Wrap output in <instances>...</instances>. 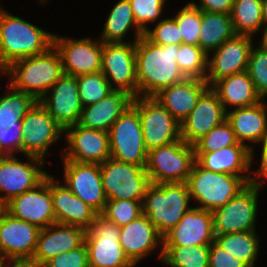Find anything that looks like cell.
<instances>
[{
    "label": "cell",
    "mask_w": 267,
    "mask_h": 267,
    "mask_svg": "<svg viewBox=\"0 0 267 267\" xmlns=\"http://www.w3.org/2000/svg\"><path fill=\"white\" fill-rule=\"evenodd\" d=\"M179 45L158 46L144 35L136 41L138 96L153 97L186 77L176 63Z\"/></svg>",
    "instance_id": "obj_1"
},
{
    "label": "cell",
    "mask_w": 267,
    "mask_h": 267,
    "mask_svg": "<svg viewBox=\"0 0 267 267\" xmlns=\"http://www.w3.org/2000/svg\"><path fill=\"white\" fill-rule=\"evenodd\" d=\"M53 33L47 32L5 9L0 11V72L11 63L45 53L53 46Z\"/></svg>",
    "instance_id": "obj_2"
},
{
    "label": "cell",
    "mask_w": 267,
    "mask_h": 267,
    "mask_svg": "<svg viewBox=\"0 0 267 267\" xmlns=\"http://www.w3.org/2000/svg\"><path fill=\"white\" fill-rule=\"evenodd\" d=\"M63 74L60 54L51 46L43 54L11 63L3 70L2 75L9 76L8 86L40 101Z\"/></svg>",
    "instance_id": "obj_3"
},
{
    "label": "cell",
    "mask_w": 267,
    "mask_h": 267,
    "mask_svg": "<svg viewBox=\"0 0 267 267\" xmlns=\"http://www.w3.org/2000/svg\"><path fill=\"white\" fill-rule=\"evenodd\" d=\"M191 200L185 182L151 183L142 201V213L164 237L191 209Z\"/></svg>",
    "instance_id": "obj_4"
},
{
    "label": "cell",
    "mask_w": 267,
    "mask_h": 267,
    "mask_svg": "<svg viewBox=\"0 0 267 267\" xmlns=\"http://www.w3.org/2000/svg\"><path fill=\"white\" fill-rule=\"evenodd\" d=\"M186 183L191 199L199 203L196 207L212 212L242 191L250 183V176L215 173L195 161Z\"/></svg>",
    "instance_id": "obj_5"
},
{
    "label": "cell",
    "mask_w": 267,
    "mask_h": 267,
    "mask_svg": "<svg viewBox=\"0 0 267 267\" xmlns=\"http://www.w3.org/2000/svg\"><path fill=\"white\" fill-rule=\"evenodd\" d=\"M194 162L193 145L180 139L148 151L145 170L153 184L186 183Z\"/></svg>",
    "instance_id": "obj_6"
},
{
    "label": "cell",
    "mask_w": 267,
    "mask_h": 267,
    "mask_svg": "<svg viewBox=\"0 0 267 267\" xmlns=\"http://www.w3.org/2000/svg\"><path fill=\"white\" fill-rule=\"evenodd\" d=\"M100 169L107 200L143 201L151 184L145 168L110 157L100 164Z\"/></svg>",
    "instance_id": "obj_7"
},
{
    "label": "cell",
    "mask_w": 267,
    "mask_h": 267,
    "mask_svg": "<svg viewBox=\"0 0 267 267\" xmlns=\"http://www.w3.org/2000/svg\"><path fill=\"white\" fill-rule=\"evenodd\" d=\"M109 138L111 158L145 168L148 151L139 113L132 105L113 123Z\"/></svg>",
    "instance_id": "obj_8"
},
{
    "label": "cell",
    "mask_w": 267,
    "mask_h": 267,
    "mask_svg": "<svg viewBox=\"0 0 267 267\" xmlns=\"http://www.w3.org/2000/svg\"><path fill=\"white\" fill-rule=\"evenodd\" d=\"M89 267H130L133 265L120 245V228L101 214L86 230Z\"/></svg>",
    "instance_id": "obj_9"
},
{
    "label": "cell",
    "mask_w": 267,
    "mask_h": 267,
    "mask_svg": "<svg viewBox=\"0 0 267 267\" xmlns=\"http://www.w3.org/2000/svg\"><path fill=\"white\" fill-rule=\"evenodd\" d=\"M147 151L181 139L180 123L153 97H135Z\"/></svg>",
    "instance_id": "obj_10"
},
{
    "label": "cell",
    "mask_w": 267,
    "mask_h": 267,
    "mask_svg": "<svg viewBox=\"0 0 267 267\" xmlns=\"http://www.w3.org/2000/svg\"><path fill=\"white\" fill-rule=\"evenodd\" d=\"M259 190L249 183L227 204L212 211L214 235L256 231Z\"/></svg>",
    "instance_id": "obj_11"
},
{
    "label": "cell",
    "mask_w": 267,
    "mask_h": 267,
    "mask_svg": "<svg viewBox=\"0 0 267 267\" xmlns=\"http://www.w3.org/2000/svg\"><path fill=\"white\" fill-rule=\"evenodd\" d=\"M7 88L0 97V156L22 153V120L37 102L30 94Z\"/></svg>",
    "instance_id": "obj_12"
},
{
    "label": "cell",
    "mask_w": 267,
    "mask_h": 267,
    "mask_svg": "<svg viewBox=\"0 0 267 267\" xmlns=\"http://www.w3.org/2000/svg\"><path fill=\"white\" fill-rule=\"evenodd\" d=\"M101 71L113 90L138 97L136 42L103 43Z\"/></svg>",
    "instance_id": "obj_13"
},
{
    "label": "cell",
    "mask_w": 267,
    "mask_h": 267,
    "mask_svg": "<svg viewBox=\"0 0 267 267\" xmlns=\"http://www.w3.org/2000/svg\"><path fill=\"white\" fill-rule=\"evenodd\" d=\"M22 154L45 160L49 146L57 143L64 129L37 101L22 120Z\"/></svg>",
    "instance_id": "obj_14"
},
{
    "label": "cell",
    "mask_w": 267,
    "mask_h": 267,
    "mask_svg": "<svg viewBox=\"0 0 267 267\" xmlns=\"http://www.w3.org/2000/svg\"><path fill=\"white\" fill-rule=\"evenodd\" d=\"M24 156L30 161L22 162L15 155L0 156V193L7 202L35 188L49 174L43 171L44 159Z\"/></svg>",
    "instance_id": "obj_15"
},
{
    "label": "cell",
    "mask_w": 267,
    "mask_h": 267,
    "mask_svg": "<svg viewBox=\"0 0 267 267\" xmlns=\"http://www.w3.org/2000/svg\"><path fill=\"white\" fill-rule=\"evenodd\" d=\"M53 46L60 54L64 74L78 77L101 71L103 42L99 39L74 40L54 34Z\"/></svg>",
    "instance_id": "obj_16"
},
{
    "label": "cell",
    "mask_w": 267,
    "mask_h": 267,
    "mask_svg": "<svg viewBox=\"0 0 267 267\" xmlns=\"http://www.w3.org/2000/svg\"><path fill=\"white\" fill-rule=\"evenodd\" d=\"M69 146L61 154L63 160L78 163L102 164L110 158L109 132L75 124L64 130Z\"/></svg>",
    "instance_id": "obj_17"
},
{
    "label": "cell",
    "mask_w": 267,
    "mask_h": 267,
    "mask_svg": "<svg viewBox=\"0 0 267 267\" xmlns=\"http://www.w3.org/2000/svg\"><path fill=\"white\" fill-rule=\"evenodd\" d=\"M253 38L249 35L235 34L208 57L206 82L212 87L217 81L247 71Z\"/></svg>",
    "instance_id": "obj_18"
},
{
    "label": "cell",
    "mask_w": 267,
    "mask_h": 267,
    "mask_svg": "<svg viewBox=\"0 0 267 267\" xmlns=\"http://www.w3.org/2000/svg\"><path fill=\"white\" fill-rule=\"evenodd\" d=\"M64 183L83 202L101 214L106 206L100 164L63 160Z\"/></svg>",
    "instance_id": "obj_19"
},
{
    "label": "cell",
    "mask_w": 267,
    "mask_h": 267,
    "mask_svg": "<svg viewBox=\"0 0 267 267\" xmlns=\"http://www.w3.org/2000/svg\"><path fill=\"white\" fill-rule=\"evenodd\" d=\"M8 213L40 229L56 223L50 194V174L35 188L12 198L8 202Z\"/></svg>",
    "instance_id": "obj_20"
},
{
    "label": "cell",
    "mask_w": 267,
    "mask_h": 267,
    "mask_svg": "<svg viewBox=\"0 0 267 267\" xmlns=\"http://www.w3.org/2000/svg\"><path fill=\"white\" fill-rule=\"evenodd\" d=\"M49 90L39 102L52 118L64 130L78 124L83 106L80 103L77 77L63 74Z\"/></svg>",
    "instance_id": "obj_21"
},
{
    "label": "cell",
    "mask_w": 267,
    "mask_h": 267,
    "mask_svg": "<svg viewBox=\"0 0 267 267\" xmlns=\"http://www.w3.org/2000/svg\"><path fill=\"white\" fill-rule=\"evenodd\" d=\"M227 111L217 93L209 87L199 98L196 106L180 124L181 139L193 145L226 120Z\"/></svg>",
    "instance_id": "obj_22"
},
{
    "label": "cell",
    "mask_w": 267,
    "mask_h": 267,
    "mask_svg": "<svg viewBox=\"0 0 267 267\" xmlns=\"http://www.w3.org/2000/svg\"><path fill=\"white\" fill-rule=\"evenodd\" d=\"M41 229L9 213L0 220V257L31 260Z\"/></svg>",
    "instance_id": "obj_23"
},
{
    "label": "cell",
    "mask_w": 267,
    "mask_h": 267,
    "mask_svg": "<svg viewBox=\"0 0 267 267\" xmlns=\"http://www.w3.org/2000/svg\"><path fill=\"white\" fill-rule=\"evenodd\" d=\"M215 239L211 211L191 207L163 237V246L210 245Z\"/></svg>",
    "instance_id": "obj_24"
},
{
    "label": "cell",
    "mask_w": 267,
    "mask_h": 267,
    "mask_svg": "<svg viewBox=\"0 0 267 267\" xmlns=\"http://www.w3.org/2000/svg\"><path fill=\"white\" fill-rule=\"evenodd\" d=\"M120 245L132 264H138L157 246L159 248L160 245L159 259H162L163 236L144 214L127 225L120 227Z\"/></svg>",
    "instance_id": "obj_25"
},
{
    "label": "cell",
    "mask_w": 267,
    "mask_h": 267,
    "mask_svg": "<svg viewBox=\"0 0 267 267\" xmlns=\"http://www.w3.org/2000/svg\"><path fill=\"white\" fill-rule=\"evenodd\" d=\"M85 235L86 230L81 227L60 223L41 229L31 261L45 264L58 254L82 246L85 243Z\"/></svg>",
    "instance_id": "obj_26"
},
{
    "label": "cell",
    "mask_w": 267,
    "mask_h": 267,
    "mask_svg": "<svg viewBox=\"0 0 267 267\" xmlns=\"http://www.w3.org/2000/svg\"><path fill=\"white\" fill-rule=\"evenodd\" d=\"M50 175V194L56 223L81 227L87 230L98 213L74 195L64 184Z\"/></svg>",
    "instance_id": "obj_27"
},
{
    "label": "cell",
    "mask_w": 267,
    "mask_h": 267,
    "mask_svg": "<svg viewBox=\"0 0 267 267\" xmlns=\"http://www.w3.org/2000/svg\"><path fill=\"white\" fill-rule=\"evenodd\" d=\"M267 103L262 100L258 104L234 108L227 111L226 120L231 124L239 143L251 149V166L254 158L253 147L245 142L256 144L267 137Z\"/></svg>",
    "instance_id": "obj_28"
},
{
    "label": "cell",
    "mask_w": 267,
    "mask_h": 267,
    "mask_svg": "<svg viewBox=\"0 0 267 267\" xmlns=\"http://www.w3.org/2000/svg\"><path fill=\"white\" fill-rule=\"evenodd\" d=\"M210 86L205 80L185 78L153 96L181 124Z\"/></svg>",
    "instance_id": "obj_29"
},
{
    "label": "cell",
    "mask_w": 267,
    "mask_h": 267,
    "mask_svg": "<svg viewBox=\"0 0 267 267\" xmlns=\"http://www.w3.org/2000/svg\"><path fill=\"white\" fill-rule=\"evenodd\" d=\"M195 161L202 168L215 173L233 176H251L253 173L250 169L251 149L239 142L214 152H195Z\"/></svg>",
    "instance_id": "obj_30"
},
{
    "label": "cell",
    "mask_w": 267,
    "mask_h": 267,
    "mask_svg": "<svg viewBox=\"0 0 267 267\" xmlns=\"http://www.w3.org/2000/svg\"><path fill=\"white\" fill-rule=\"evenodd\" d=\"M133 97L120 90H113L102 100L82 108L78 125L109 132L113 123L132 104Z\"/></svg>",
    "instance_id": "obj_31"
},
{
    "label": "cell",
    "mask_w": 267,
    "mask_h": 267,
    "mask_svg": "<svg viewBox=\"0 0 267 267\" xmlns=\"http://www.w3.org/2000/svg\"><path fill=\"white\" fill-rule=\"evenodd\" d=\"M211 88L217 93L226 111L229 110L228 106L230 109H234L251 106L262 101L247 71L223 78Z\"/></svg>",
    "instance_id": "obj_32"
},
{
    "label": "cell",
    "mask_w": 267,
    "mask_h": 267,
    "mask_svg": "<svg viewBox=\"0 0 267 267\" xmlns=\"http://www.w3.org/2000/svg\"><path fill=\"white\" fill-rule=\"evenodd\" d=\"M235 34L230 14L201 11L198 46L207 55Z\"/></svg>",
    "instance_id": "obj_33"
},
{
    "label": "cell",
    "mask_w": 267,
    "mask_h": 267,
    "mask_svg": "<svg viewBox=\"0 0 267 267\" xmlns=\"http://www.w3.org/2000/svg\"><path fill=\"white\" fill-rule=\"evenodd\" d=\"M100 34L103 43H125L124 38L134 28V42L144 33L137 27L129 0H119L110 10Z\"/></svg>",
    "instance_id": "obj_34"
},
{
    "label": "cell",
    "mask_w": 267,
    "mask_h": 267,
    "mask_svg": "<svg viewBox=\"0 0 267 267\" xmlns=\"http://www.w3.org/2000/svg\"><path fill=\"white\" fill-rule=\"evenodd\" d=\"M259 240L256 231H246L215 235L214 242L248 267H255L260 247Z\"/></svg>",
    "instance_id": "obj_35"
},
{
    "label": "cell",
    "mask_w": 267,
    "mask_h": 267,
    "mask_svg": "<svg viewBox=\"0 0 267 267\" xmlns=\"http://www.w3.org/2000/svg\"><path fill=\"white\" fill-rule=\"evenodd\" d=\"M230 17L236 34L253 37L264 28L262 0H234Z\"/></svg>",
    "instance_id": "obj_36"
},
{
    "label": "cell",
    "mask_w": 267,
    "mask_h": 267,
    "mask_svg": "<svg viewBox=\"0 0 267 267\" xmlns=\"http://www.w3.org/2000/svg\"><path fill=\"white\" fill-rule=\"evenodd\" d=\"M209 247L163 246L161 261L170 267H209Z\"/></svg>",
    "instance_id": "obj_37"
},
{
    "label": "cell",
    "mask_w": 267,
    "mask_h": 267,
    "mask_svg": "<svg viewBox=\"0 0 267 267\" xmlns=\"http://www.w3.org/2000/svg\"><path fill=\"white\" fill-rule=\"evenodd\" d=\"M176 63L186 78L206 80L208 57L198 45L180 44Z\"/></svg>",
    "instance_id": "obj_38"
},
{
    "label": "cell",
    "mask_w": 267,
    "mask_h": 267,
    "mask_svg": "<svg viewBox=\"0 0 267 267\" xmlns=\"http://www.w3.org/2000/svg\"><path fill=\"white\" fill-rule=\"evenodd\" d=\"M77 84L83 107L102 100L113 91L102 71L78 76Z\"/></svg>",
    "instance_id": "obj_39"
},
{
    "label": "cell",
    "mask_w": 267,
    "mask_h": 267,
    "mask_svg": "<svg viewBox=\"0 0 267 267\" xmlns=\"http://www.w3.org/2000/svg\"><path fill=\"white\" fill-rule=\"evenodd\" d=\"M238 143L231 124L225 120L193 144L194 152H214Z\"/></svg>",
    "instance_id": "obj_40"
},
{
    "label": "cell",
    "mask_w": 267,
    "mask_h": 267,
    "mask_svg": "<svg viewBox=\"0 0 267 267\" xmlns=\"http://www.w3.org/2000/svg\"><path fill=\"white\" fill-rule=\"evenodd\" d=\"M247 72L253 81L257 94L265 100L267 97V46L251 48Z\"/></svg>",
    "instance_id": "obj_41"
},
{
    "label": "cell",
    "mask_w": 267,
    "mask_h": 267,
    "mask_svg": "<svg viewBox=\"0 0 267 267\" xmlns=\"http://www.w3.org/2000/svg\"><path fill=\"white\" fill-rule=\"evenodd\" d=\"M142 202L129 200H107L104 211L101 213L107 220L119 228L142 215Z\"/></svg>",
    "instance_id": "obj_42"
},
{
    "label": "cell",
    "mask_w": 267,
    "mask_h": 267,
    "mask_svg": "<svg viewBox=\"0 0 267 267\" xmlns=\"http://www.w3.org/2000/svg\"><path fill=\"white\" fill-rule=\"evenodd\" d=\"M174 18L179 26L182 44L198 45L201 10L189 2L177 12Z\"/></svg>",
    "instance_id": "obj_43"
},
{
    "label": "cell",
    "mask_w": 267,
    "mask_h": 267,
    "mask_svg": "<svg viewBox=\"0 0 267 267\" xmlns=\"http://www.w3.org/2000/svg\"><path fill=\"white\" fill-rule=\"evenodd\" d=\"M137 27L145 33L148 23L159 20L166 0H129Z\"/></svg>",
    "instance_id": "obj_44"
},
{
    "label": "cell",
    "mask_w": 267,
    "mask_h": 267,
    "mask_svg": "<svg viewBox=\"0 0 267 267\" xmlns=\"http://www.w3.org/2000/svg\"><path fill=\"white\" fill-rule=\"evenodd\" d=\"M144 36L158 46L182 44V36H180L179 26L174 17L158 21L153 29H148L144 33Z\"/></svg>",
    "instance_id": "obj_45"
},
{
    "label": "cell",
    "mask_w": 267,
    "mask_h": 267,
    "mask_svg": "<svg viewBox=\"0 0 267 267\" xmlns=\"http://www.w3.org/2000/svg\"><path fill=\"white\" fill-rule=\"evenodd\" d=\"M46 267H89L88 249L82 246L58 254L44 264Z\"/></svg>",
    "instance_id": "obj_46"
},
{
    "label": "cell",
    "mask_w": 267,
    "mask_h": 267,
    "mask_svg": "<svg viewBox=\"0 0 267 267\" xmlns=\"http://www.w3.org/2000/svg\"><path fill=\"white\" fill-rule=\"evenodd\" d=\"M209 267H248L244 262L229 254L214 241L209 247Z\"/></svg>",
    "instance_id": "obj_47"
},
{
    "label": "cell",
    "mask_w": 267,
    "mask_h": 267,
    "mask_svg": "<svg viewBox=\"0 0 267 267\" xmlns=\"http://www.w3.org/2000/svg\"><path fill=\"white\" fill-rule=\"evenodd\" d=\"M199 3L191 2L201 11L210 13L230 14L234 0H199ZM199 4V5H198Z\"/></svg>",
    "instance_id": "obj_48"
},
{
    "label": "cell",
    "mask_w": 267,
    "mask_h": 267,
    "mask_svg": "<svg viewBox=\"0 0 267 267\" xmlns=\"http://www.w3.org/2000/svg\"><path fill=\"white\" fill-rule=\"evenodd\" d=\"M260 144L262 145L260 167L256 171H253L257 177L255 174L254 176H250V183L257 185L259 188H261L264 184L263 180L261 179L264 178L267 180V137H265Z\"/></svg>",
    "instance_id": "obj_49"
},
{
    "label": "cell",
    "mask_w": 267,
    "mask_h": 267,
    "mask_svg": "<svg viewBox=\"0 0 267 267\" xmlns=\"http://www.w3.org/2000/svg\"><path fill=\"white\" fill-rule=\"evenodd\" d=\"M5 261H6V263H5ZM7 263H8V265H7ZM0 267H28V259L10 258V259L6 260L5 258L0 257Z\"/></svg>",
    "instance_id": "obj_50"
},
{
    "label": "cell",
    "mask_w": 267,
    "mask_h": 267,
    "mask_svg": "<svg viewBox=\"0 0 267 267\" xmlns=\"http://www.w3.org/2000/svg\"><path fill=\"white\" fill-rule=\"evenodd\" d=\"M8 213V202L0 194V220L3 219Z\"/></svg>",
    "instance_id": "obj_51"
},
{
    "label": "cell",
    "mask_w": 267,
    "mask_h": 267,
    "mask_svg": "<svg viewBox=\"0 0 267 267\" xmlns=\"http://www.w3.org/2000/svg\"><path fill=\"white\" fill-rule=\"evenodd\" d=\"M263 31V32H262ZM261 31V41L259 42L261 45L267 46V23L264 24V28Z\"/></svg>",
    "instance_id": "obj_52"
},
{
    "label": "cell",
    "mask_w": 267,
    "mask_h": 267,
    "mask_svg": "<svg viewBox=\"0 0 267 267\" xmlns=\"http://www.w3.org/2000/svg\"><path fill=\"white\" fill-rule=\"evenodd\" d=\"M262 14L264 24L267 23V0H262Z\"/></svg>",
    "instance_id": "obj_53"
},
{
    "label": "cell",
    "mask_w": 267,
    "mask_h": 267,
    "mask_svg": "<svg viewBox=\"0 0 267 267\" xmlns=\"http://www.w3.org/2000/svg\"><path fill=\"white\" fill-rule=\"evenodd\" d=\"M28 267H46L44 264H37L28 259Z\"/></svg>",
    "instance_id": "obj_54"
},
{
    "label": "cell",
    "mask_w": 267,
    "mask_h": 267,
    "mask_svg": "<svg viewBox=\"0 0 267 267\" xmlns=\"http://www.w3.org/2000/svg\"><path fill=\"white\" fill-rule=\"evenodd\" d=\"M39 1H41V3H43V4H44L45 2H47V0H39Z\"/></svg>",
    "instance_id": "obj_55"
}]
</instances>
